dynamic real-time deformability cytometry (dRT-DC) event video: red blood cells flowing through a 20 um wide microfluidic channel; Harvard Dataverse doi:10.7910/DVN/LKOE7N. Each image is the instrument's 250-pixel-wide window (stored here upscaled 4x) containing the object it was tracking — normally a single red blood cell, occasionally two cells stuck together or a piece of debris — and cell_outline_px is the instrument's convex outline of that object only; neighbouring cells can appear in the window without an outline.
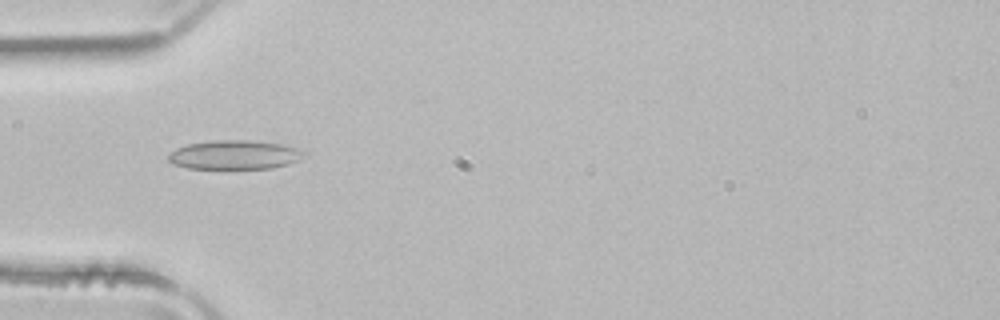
{"species": "common noctule bat (a hibernating species)", "species_latin": "Nyctalus noctula", "temperature_condition": "room temperature", "stored_images_in_passage": 43, "camera_frame_rate_fps": 3000, "um_per_image_px": 0.085, "animal": {"sex": "male", "body_mass_g": 21.5, "forearm_length_mm": 52.0}, "frame": {"image": 1, "passage_image": 8, "time_ms": 2.333, "image_size_px": [1000, 320], "cell_outline_px": [[304, 152], [296, 160], [288, 164], [272, 168], [188, 168], [172, 164], [168, 160], [168, 152], [176, 148], [188, 144], [216, 140], [248, 140], [280, 144], [300, 148]], "centroid_in_image_um": [19.87, 13.15], "position_along_channel_um": 65.1, "area_um2": 22.72}}
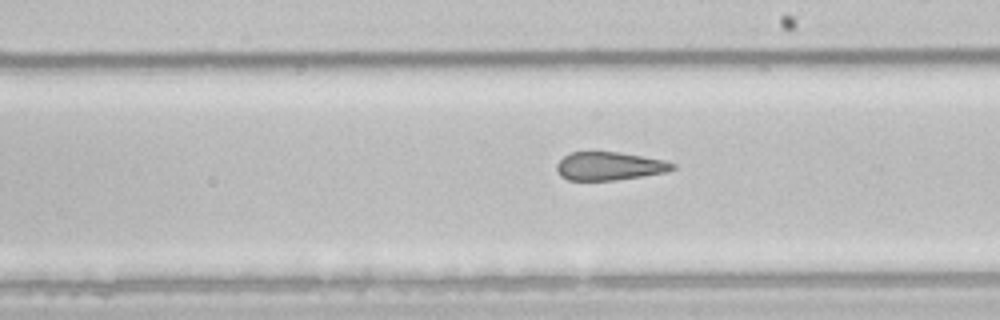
{"frame": {"image": 2, "passage_image": 21, "time_ms": 6.667, "image_size_px": [1000, 320], "cell_outline_px": [[676, 168], [664, 172], [640, 176], [612, 180], [568, 180], [560, 176], [556, 172], [556, 164], [564, 156], [572, 152], [620, 152], [664, 160], [676, 164]], "centroid_in_image_um": [51.76, 14.11], "position_along_channel_um": 237.2, "area_um2": 18.96}}
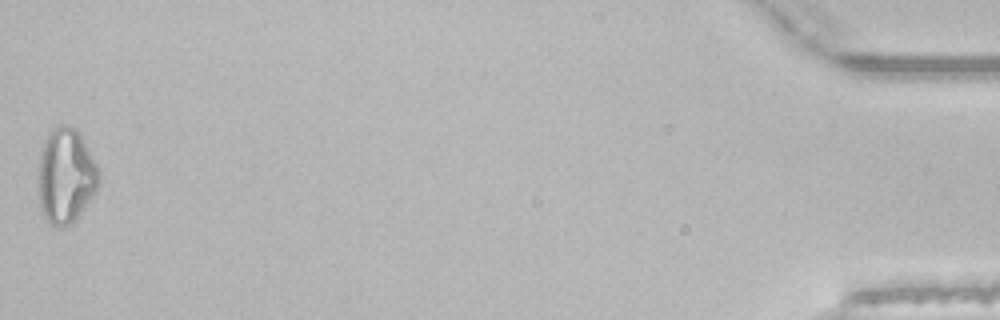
{"frame": {"image": 3, "passage_image": 43, "time_ms": 14.0, "image_size_px": [1000, 320], "cell_outline_px": [[100, 184], [96, 192], [84, 208], [64, 228], [60, 228], [52, 224], [44, 216], [40, 204], [36, 188], [40, 152], [44, 140], [48, 132], [52, 128], [60, 124], [64, 124], [76, 128], [84, 140], [100, 172]], "centroid_in_image_um": [5.57, 14.91], "position_along_channel_um": 429.6, "area_um2": 33.99}, "authors_computed_cell_mechanics": {"area_um2": 22.0218, "velocity_mm_per_s": 3.9766, "shape_relaxation_time_tau1_ms": null, "shape_relaxation_time_tau2_ms": 3.0166, "deformation_change_tau1": null, "deformation_change_tau2": 0.1147}}